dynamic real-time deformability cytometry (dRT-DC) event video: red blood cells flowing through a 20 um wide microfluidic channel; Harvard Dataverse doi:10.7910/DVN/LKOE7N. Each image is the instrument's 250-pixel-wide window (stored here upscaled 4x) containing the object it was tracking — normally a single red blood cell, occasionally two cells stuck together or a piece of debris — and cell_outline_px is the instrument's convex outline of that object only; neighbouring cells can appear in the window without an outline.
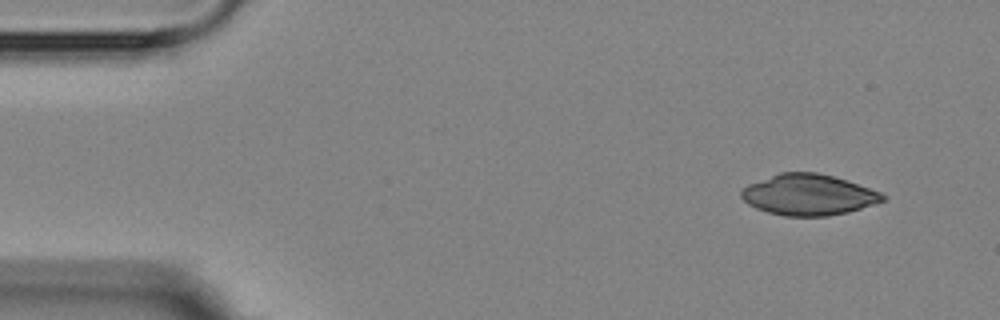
{"species": "Egyptian fruit bat (a non-hibernating species)", "species_latin": "Rousettus aegyptiacus", "temperature_condition": "room temperature", "stored_images_in_passage": 3, "camera_frame_rate_fps": 3000, "um_per_image_px": 0.085, "animal": {"sex": "female"}, "frame": {"image": 1, "passage_image": 1, "time_ms": 0.0, "image_size_px": [1000, 320], "cell_outline_px": [[888, 196], [884, 200], [876, 204], [848, 212], [828, 216], [784, 216], [768, 212], [756, 208], [748, 204], [740, 196], [740, 192], [748, 184], [780, 172], [816, 172], [832, 176], [880, 192]], "centroid_in_image_um": [68.71, 16.56], "position_along_channel_um": 16.3, "area_um2": 33.58}}